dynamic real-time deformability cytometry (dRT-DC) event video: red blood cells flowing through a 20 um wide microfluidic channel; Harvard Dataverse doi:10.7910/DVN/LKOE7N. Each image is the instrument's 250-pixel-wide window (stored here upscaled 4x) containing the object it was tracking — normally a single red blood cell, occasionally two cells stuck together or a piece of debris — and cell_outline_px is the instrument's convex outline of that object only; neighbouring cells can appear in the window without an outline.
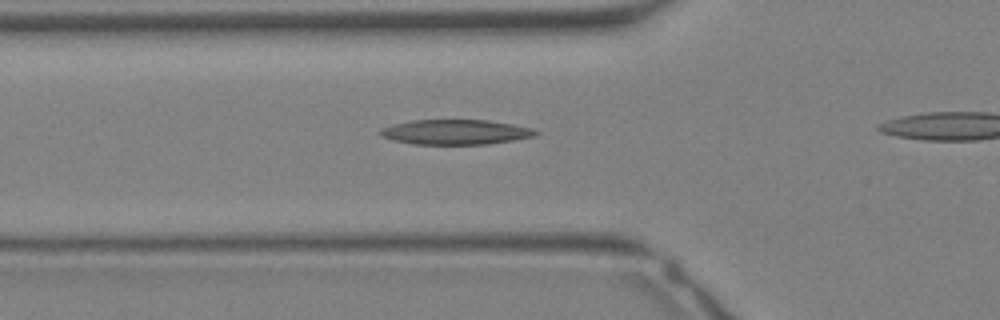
{"species": "Egyptian fruit bat (a non-hibernating species)", "species_latin": "Rousettus aegyptiacus", "temperature_condition": "warm", "stored_images_in_passage": 18, "camera_frame_rate_fps": 3000, "um_per_image_px": 0.085, "animal": {"sex": "female"}, "frame": {"image": 1, "passage_image": 5, "time_ms": 1.333, "image_size_px": [1000, 320], "cell_outline_px": [[540, 132], [536, 136], [488, 144], [412, 144], [380, 136], [376, 132], [380, 128], [392, 124], [412, 120], [488, 120], [512, 124], [532, 128]], "centroid_in_image_um": [38.69, 11.22], "position_along_channel_um": 87.1, "area_um2": 22.66}}
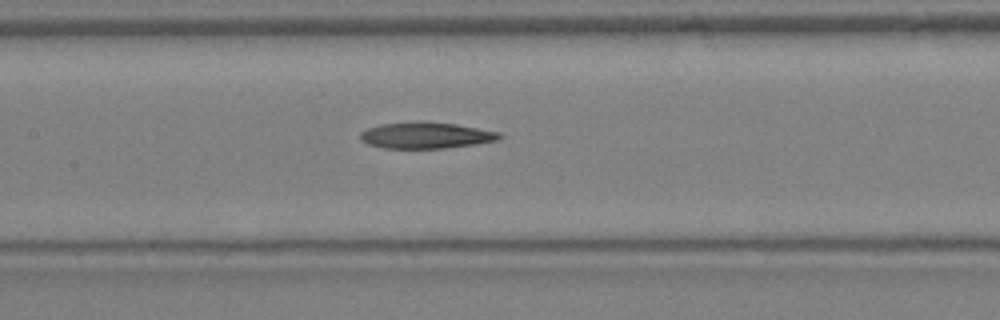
{"frame": {"image": 2, "passage_image": 9, "time_ms": 2.667, "image_size_px": [1000, 320], "cell_outline_px": [[504, 136], [496, 140], [476, 144], [444, 148], [384, 148], [368, 144], [360, 140], [360, 132], [368, 128], [380, 124], [420, 120], [456, 124], [500, 132]], "centroid_in_image_um": [36.19, 11.49], "position_along_channel_um": 171.2, "area_um2": 21.5}}
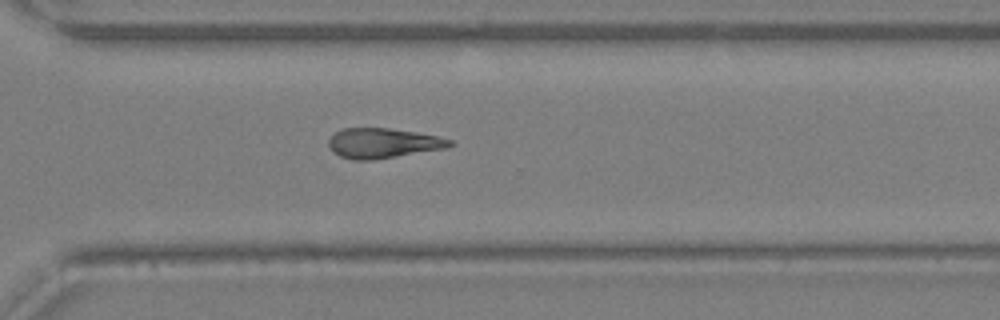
{"frame": {"image": 3, "passage_image": 17, "time_ms": 5.333, "image_size_px": [1000, 320], "cell_outline_px": [[456, 144], [444, 148], [396, 156], [368, 160], [352, 160], [340, 156], [328, 144], [328, 140], [336, 132], [344, 128], [388, 128], [416, 132], [436, 136], [452, 140]], "centroid_in_image_um": [32.56, 12.16], "position_along_channel_um": 338.0, "area_um2": 20.75}}